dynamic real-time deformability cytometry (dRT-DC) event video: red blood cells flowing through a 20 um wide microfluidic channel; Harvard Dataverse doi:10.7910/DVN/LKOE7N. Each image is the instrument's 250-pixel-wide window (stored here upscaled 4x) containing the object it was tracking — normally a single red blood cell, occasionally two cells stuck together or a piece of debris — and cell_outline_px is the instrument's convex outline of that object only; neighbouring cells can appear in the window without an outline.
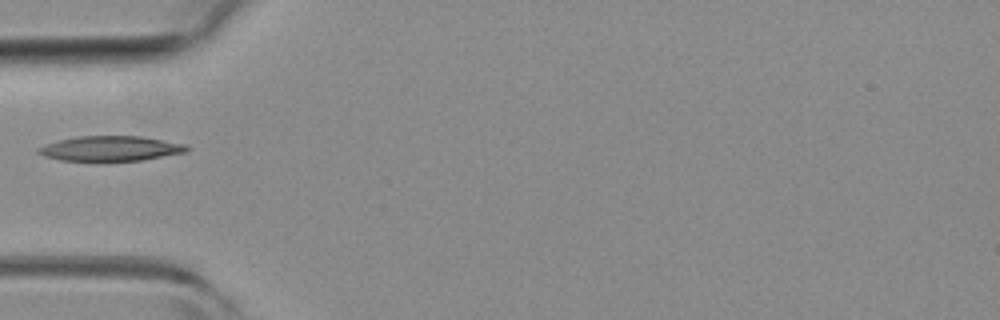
{"species": "common noctule bat (a hibernating species)", "species_latin": "Nyctalus noctula", "temperature_condition": "room temperature", "stored_images_in_passage": 5, "camera_frame_rate_fps": 3000, "um_per_image_px": 0.085, "animal": {"sex": "female", "body_mass_g": 19.3, "forearm_length_mm": 54.1}, "frame": {"image": 1, "passage_image": 3, "time_ms": 0.667, "image_size_px": [1000, 320], "cell_outline_px": [[188, 152], [140, 160], [60, 160], [44, 156], [36, 152], [36, 148], [44, 144], [76, 136], [140, 136], [188, 144]], "centroid_in_image_um": [9.39, 12.61], "position_along_channel_um": 75.6, "area_um2": 21.5}}
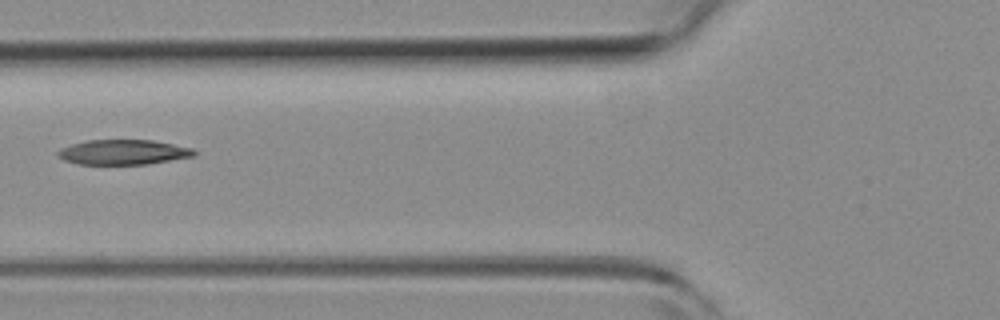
{"frame": {"image": 2, "passage_image": 4, "time_ms": 1.0, "image_size_px": [1000, 320], "cell_outline_px": [[196, 156], [148, 164], [76, 164], [64, 160], [56, 156], [56, 152], [60, 148], [72, 144], [88, 140], [152, 140], [192, 148], [196, 152]], "centroid_in_image_um": [10.45, 12.94], "position_along_channel_um": 115.3, "area_um2": 19.88}}
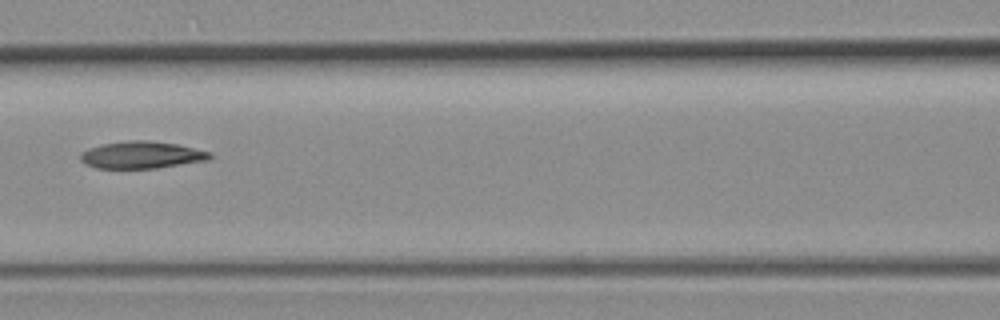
{"frame": {"image": 3, "passage_image": 5, "time_ms": 1.333, "image_size_px": [1000, 320], "cell_outline_px": [[212, 156], [208, 160], [156, 168], [96, 168], [84, 164], [80, 160], [80, 152], [88, 148], [104, 144], [132, 140], [148, 140], [176, 144], [212, 152]], "centroid_in_image_um": [12.02, 13.17], "position_along_channel_um": 154.6, "area_um2": 20.4}}